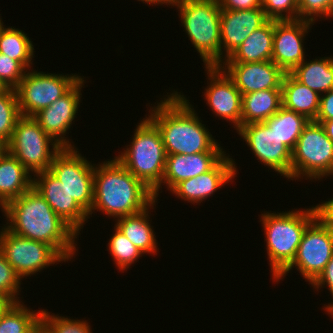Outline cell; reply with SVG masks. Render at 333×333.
Here are the masks:
<instances>
[{
	"mask_svg": "<svg viewBox=\"0 0 333 333\" xmlns=\"http://www.w3.org/2000/svg\"><path fill=\"white\" fill-rule=\"evenodd\" d=\"M163 96L153 107L149 105L148 118L161 133L166 155L225 152L183 92L174 89Z\"/></svg>",
	"mask_w": 333,
	"mask_h": 333,
	"instance_id": "1",
	"label": "cell"
},
{
	"mask_svg": "<svg viewBox=\"0 0 333 333\" xmlns=\"http://www.w3.org/2000/svg\"><path fill=\"white\" fill-rule=\"evenodd\" d=\"M4 227L19 236L47 243L67 262L78 252V234L63 221L32 186L10 201ZM78 237V238H77Z\"/></svg>",
	"mask_w": 333,
	"mask_h": 333,
	"instance_id": "2",
	"label": "cell"
},
{
	"mask_svg": "<svg viewBox=\"0 0 333 333\" xmlns=\"http://www.w3.org/2000/svg\"><path fill=\"white\" fill-rule=\"evenodd\" d=\"M154 201L153 191L115 157L95 164L94 199L89 219L95 210L114 219L134 215L144 211Z\"/></svg>",
	"mask_w": 333,
	"mask_h": 333,
	"instance_id": "3",
	"label": "cell"
},
{
	"mask_svg": "<svg viewBox=\"0 0 333 333\" xmlns=\"http://www.w3.org/2000/svg\"><path fill=\"white\" fill-rule=\"evenodd\" d=\"M319 215L318 206L260 215L270 273L274 281L293 261L307 226Z\"/></svg>",
	"mask_w": 333,
	"mask_h": 333,
	"instance_id": "4",
	"label": "cell"
},
{
	"mask_svg": "<svg viewBox=\"0 0 333 333\" xmlns=\"http://www.w3.org/2000/svg\"><path fill=\"white\" fill-rule=\"evenodd\" d=\"M179 11L181 25L204 67L221 64V8L218 0H178L171 4Z\"/></svg>",
	"mask_w": 333,
	"mask_h": 333,
	"instance_id": "5",
	"label": "cell"
},
{
	"mask_svg": "<svg viewBox=\"0 0 333 333\" xmlns=\"http://www.w3.org/2000/svg\"><path fill=\"white\" fill-rule=\"evenodd\" d=\"M136 126L132 142L115 158L154 191L162 183L165 170L166 152L163 139L147 114Z\"/></svg>",
	"mask_w": 333,
	"mask_h": 333,
	"instance_id": "6",
	"label": "cell"
},
{
	"mask_svg": "<svg viewBox=\"0 0 333 333\" xmlns=\"http://www.w3.org/2000/svg\"><path fill=\"white\" fill-rule=\"evenodd\" d=\"M333 175V142L324 127L310 121L292 150L291 180H320Z\"/></svg>",
	"mask_w": 333,
	"mask_h": 333,
	"instance_id": "7",
	"label": "cell"
},
{
	"mask_svg": "<svg viewBox=\"0 0 333 333\" xmlns=\"http://www.w3.org/2000/svg\"><path fill=\"white\" fill-rule=\"evenodd\" d=\"M52 146V148H50ZM62 149L33 117L22 116L16 123L7 151L30 173L49 170L55 155Z\"/></svg>",
	"mask_w": 333,
	"mask_h": 333,
	"instance_id": "8",
	"label": "cell"
},
{
	"mask_svg": "<svg viewBox=\"0 0 333 333\" xmlns=\"http://www.w3.org/2000/svg\"><path fill=\"white\" fill-rule=\"evenodd\" d=\"M333 255V229L318 215L306 228L292 263L273 281L278 283L297 269L312 284Z\"/></svg>",
	"mask_w": 333,
	"mask_h": 333,
	"instance_id": "9",
	"label": "cell"
},
{
	"mask_svg": "<svg viewBox=\"0 0 333 333\" xmlns=\"http://www.w3.org/2000/svg\"><path fill=\"white\" fill-rule=\"evenodd\" d=\"M80 74H55L27 70L15 89L22 116L33 117L66 94L80 79Z\"/></svg>",
	"mask_w": 333,
	"mask_h": 333,
	"instance_id": "10",
	"label": "cell"
},
{
	"mask_svg": "<svg viewBox=\"0 0 333 333\" xmlns=\"http://www.w3.org/2000/svg\"><path fill=\"white\" fill-rule=\"evenodd\" d=\"M0 229V251L16 274L23 279L66 260L50 245Z\"/></svg>",
	"mask_w": 333,
	"mask_h": 333,
	"instance_id": "11",
	"label": "cell"
},
{
	"mask_svg": "<svg viewBox=\"0 0 333 333\" xmlns=\"http://www.w3.org/2000/svg\"><path fill=\"white\" fill-rule=\"evenodd\" d=\"M94 166L78 148L62 147L49 168L87 214L92 209L94 199Z\"/></svg>",
	"mask_w": 333,
	"mask_h": 333,
	"instance_id": "12",
	"label": "cell"
},
{
	"mask_svg": "<svg viewBox=\"0 0 333 333\" xmlns=\"http://www.w3.org/2000/svg\"><path fill=\"white\" fill-rule=\"evenodd\" d=\"M236 131L258 162L291 180L292 151L264 122L241 125Z\"/></svg>",
	"mask_w": 333,
	"mask_h": 333,
	"instance_id": "13",
	"label": "cell"
},
{
	"mask_svg": "<svg viewBox=\"0 0 333 333\" xmlns=\"http://www.w3.org/2000/svg\"><path fill=\"white\" fill-rule=\"evenodd\" d=\"M85 82L86 80L82 77L66 94L33 116L45 133L61 147H76L66 134L69 133L68 130L77 118L76 113H78L82 97L81 90Z\"/></svg>",
	"mask_w": 333,
	"mask_h": 333,
	"instance_id": "14",
	"label": "cell"
},
{
	"mask_svg": "<svg viewBox=\"0 0 333 333\" xmlns=\"http://www.w3.org/2000/svg\"><path fill=\"white\" fill-rule=\"evenodd\" d=\"M208 86L203 96L206 104L220 119H224L237 130L242 125V94L234 82L219 67H204Z\"/></svg>",
	"mask_w": 333,
	"mask_h": 333,
	"instance_id": "15",
	"label": "cell"
},
{
	"mask_svg": "<svg viewBox=\"0 0 333 333\" xmlns=\"http://www.w3.org/2000/svg\"><path fill=\"white\" fill-rule=\"evenodd\" d=\"M313 25L301 19L275 21L271 60L285 73H291L305 60L303 41Z\"/></svg>",
	"mask_w": 333,
	"mask_h": 333,
	"instance_id": "16",
	"label": "cell"
},
{
	"mask_svg": "<svg viewBox=\"0 0 333 333\" xmlns=\"http://www.w3.org/2000/svg\"><path fill=\"white\" fill-rule=\"evenodd\" d=\"M32 186L40 193L54 212L78 235L88 222V214L70 196L68 190L49 170L33 175Z\"/></svg>",
	"mask_w": 333,
	"mask_h": 333,
	"instance_id": "17",
	"label": "cell"
},
{
	"mask_svg": "<svg viewBox=\"0 0 333 333\" xmlns=\"http://www.w3.org/2000/svg\"><path fill=\"white\" fill-rule=\"evenodd\" d=\"M231 156L225 155L211 170L197 177L178 183L170 192L177 198L188 201L193 205L208 199L221 187L233 182L237 177L238 168ZM214 193V194H213Z\"/></svg>",
	"mask_w": 333,
	"mask_h": 333,
	"instance_id": "18",
	"label": "cell"
},
{
	"mask_svg": "<svg viewBox=\"0 0 333 333\" xmlns=\"http://www.w3.org/2000/svg\"><path fill=\"white\" fill-rule=\"evenodd\" d=\"M219 67L242 95L267 89H281L285 72L272 60L253 63H221Z\"/></svg>",
	"mask_w": 333,
	"mask_h": 333,
	"instance_id": "19",
	"label": "cell"
},
{
	"mask_svg": "<svg viewBox=\"0 0 333 333\" xmlns=\"http://www.w3.org/2000/svg\"><path fill=\"white\" fill-rule=\"evenodd\" d=\"M268 20L262 8L221 9V63L234 53L252 32L263 26Z\"/></svg>",
	"mask_w": 333,
	"mask_h": 333,
	"instance_id": "20",
	"label": "cell"
},
{
	"mask_svg": "<svg viewBox=\"0 0 333 333\" xmlns=\"http://www.w3.org/2000/svg\"><path fill=\"white\" fill-rule=\"evenodd\" d=\"M226 152H201L196 154L166 155L165 170L162 183L153 191L155 200L159 191L166 184L167 190H172L181 181L197 177L211 170Z\"/></svg>",
	"mask_w": 333,
	"mask_h": 333,
	"instance_id": "21",
	"label": "cell"
},
{
	"mask_svg": "<svg viewBox=\"0 0 333 333\" xmlns=\"http://www.w3.org/2000/svg\"><path fill=\"white\" fill-rule=\"evenodd\" d=\"M157 200H155L149 207L144 211L123 216L115 219V227L128 238L134 246L138 248L143 254L156 255L158 252V241L154 233V229L151 226V220L149 212L150 209L156 208ZM155 206V208H154ZM150 221V222H149Z\"/></svg>",
	"mask_w": 333,
	"mask_h": 333,
	"instance_id": "22",
	"label": "cell"
},
{
	"mask_svg": "<svg viewBox=\"0 0 333 333\" xmlns=\"http://www.w3.org/2000/svg\"><path fill=\"white\" fill-rule=\"evenodd\" d=\"M275 20H268L252 32L222 63H253L272 59Z\"/></svg>",
	"mask_w": 333,
	"mask_h": 333,
	"instance_id": "23",
	"label": "cell"
},
{
	"mask_svg": "<svg viewBox=\"0 0 333 333\" xmlns=\"http://www.w3.org/2000/svg\"><path fill=\"white\" fill-rule=\"evenodd\" d=\"M282 106L314 121L319 111L321 95L285 73L281 84Z\"/></svg>",
	"mask_w": 333,
	"mask_h": 333,
	"instance_id": "24",
	"label": "cell"
},
{
	"mask_svg": "<svg viewBox=\"0 0 333 333\" xmlns=\"http://www.w3.org/2000/svg\"><path fill=\"white\" fill-rule=\"evenodd\" d=\"M282 107V89H267L242 95V125L261 123Z\"/></svg>",
	"mask_w": 333,
	"mask_h": 333,
	"instance_id": "25",
	"label": "cell"
},
{
	"mask_svg": "<svg viewBox=\"0 0 333 333\" xmlns=\"http://www.w3.org/2000/svg\"><path fill=\"white\" fill-rule=\"evenodd\" d=\"M33 175L8 151L0 157V192L12 201L32 187Z\"/></svg>",
	"mask_w": 333,
	"mask_h": 333,
	"instance_id": "26",
	"label": "cell"
},
{
	"mask_svg": "<svg viewBox=\"0 0 333 333\" xmlns=\"http://www.w3.org/2000/svg\"><path fill=\"white\" fill-rule=\"evenodd\" d=\"M291 74L320 95L333 89V56L305 59Z\"/></svg>",
	"mask_w": 333,
	"mask_h": 333,
	"instance_id": "27",
	"label": "cell"
},
{
	"mask_svg": "<svg viewBox=\"0 0 333 333\" xmlns=\"http://www.w3.org/2000/svg\"><path fill=\"white\" fill-rule=\"evenodd\" d=\"M310 121L306 116L282 106L264 123L292 151L302 131Z\"/></svg>",
	"mask_w": 333,
	"mask_h": 333,
	"instance_id": "28",
	"label": "cell"
},
{
	"mask_svg": "<svg viewBox=\"0 0 333 333\" xmlns=\"http://www.w3.org/2000/svg\"><path fill=\"white\" fill-rule=\"evenodd\" d=\"M22 302L10 303L0 315V333H36L41 326V311Z\"/></svg>",
	"mask_w": 333,
	"mask_h": 333,
	"instance_id": "29",
	"label": "cell"
},
{
	"mask_svg": "<svg viewBox=\"0 0 333 333\" xmlns=\"http://www.w3.org/2000/svg\"><path fill=\"white\" fill-rule=\"evenodd\" d=\"M31 40L23 30L12 26L6 28L4 23H1L0 53L19 61L27 70H31L35 57V49Z\"/></svg>",
	"mask_w": 333,
	"mask_h": 333,
	"instance_id": "30",
	"label": "cell"
},
{
	"mask_svg": "<svg viewBox=\"0 0 333 333\" xmlns=\"http://www.w3.org/2000/svg\"><path fill=\"white\" fill-rule=\"evenodd\" d=\"M113 231L107 248L109 247L110 256H112L116 267L120 269L119 271L124 272V270L126 271L129 267L131 268V265L136 263L137 260L143 256V253L115 226Z\"/></svg>",
	"mask_w": 333,
	"mask_h": 333,
	"instance_id": "31",
	"label": "cell"
},
{
	"mask_svg": "<svg viewBox=\"0 0 333 333\" xmlns=\"http://www.w3.org/2000/svg\"><path fill=\"white\" fill-rule=\"evenodd\" d=\"M22 117L15 89L0 95V138L8 143L17 121Z\"/></svg>",
	"mask_w": 333,
	"mask_h": 333,
	"instance_id": "32",
	"label": "cell"
},
{
	"mask_svg": "<svg viewBox=\"0 0 333 333\" xmlns=\"http://www.w3.org/2000/svg\"><path fill=\"white\" fill-rule=\"evenodd\" d=\"M88 323L84 319H70L67 316L51 314L47 309L41 311V327L47 333H93Z\"/></svg>",
	"mask_w": 333,
	"mask_h": 333,
	"instance_id": "33",
	"label": "cell"
},
{
	"mask_svg": "<svg viewBox=\"0 0 333 333\" xmlns=\"http://www.w3.org/2000/svg\"><path fill=\"white\" fill-rule=\"evenodd\" d=\"M21 280L0 251V295L11 303L22 302L18 297L22 290Z\"/></svg>",
	"mask_w": 333,
	"mask_h": 333,
	"instance_id": "34",
	"label": "cell"
},
{
	"mask_svg": "<svg viewBox=\"0 0 333 333\" xmlns=\"http://www.w3.org/2000/svg\"><path fill=\"white\" fill-rule=\"evenodd\" d=\"M261 8L269 20L298 19V0H261Z\"/></svg>",
	"mask_w": 333,
	"mask_h": 333,
	"instance_id": "35",
	"label": "cell"
},
{
	"mask_svg": "<svg viewBox=\"0 0 333 333\" xmlns=\"http://www.w3.org/2000/svg\"><path fill=\"white\" fill-rule=\"evenodd\" d=\"M318 18H333V0H298V19L314 23Z\"/></svg>",
	"mask_w": 333,
	"mask_h": 333,
	"instance_id": "36",
	"label": "cell"
},
{
	"mask_svg": "<svg viewBox=\"0 0 333 333\" xmlns=\"http://www.w3.org/2000/svg\"><path fill=\"white\" fill-rule=\"evenodd\" d=\"M27 69L16 60L0 53V79L10 89H16L23 79Z\"/></svg>",
	"mask_w": 333,
	"mask_h": 333,
	"instance_id": "37",
	"label": "cell"
},
{
	"mask_svg": "<svg viewBox=\"0 0 333 333\" xmlns=\"http://www.w3.org/2000/svg\"><path fill=\"white\" fill-rule=\"evenodd\" d=\"M311 285V287L316 289V291L321 290L320 288H324L325 286L328 287L330 295L333 299V255L325 266L323 272Z\"/></svg>",
	"mask_w": 333,
	"mask_h": 333,
	"instance_id": "38",
	"label": "cell"
},
{
	"mask_svg": "<svg viewBox=\"0 0 333 333\" xmlns=\"http://www.w3.org/2000/svg\"><path fill=\"white\" fill-rule=\"evenodd\" d=\"M331 119H333V89L321 95L319 111L314 121Z\"/></svg>",
	"mask_w": 333,
	"mask_h": 333,
	"instance_id": "39",
	"label": "cell"
},
{
	"mask_svg": "<svg viewBox=\"0 0 333 333\" xmlns=\"http://www.w3.org/2000/svg\"><path fill=\"white\" fill-rule=\"evenodd\" d=\"M221 9L250 10L261 8V0H218Z\"/></svg>",
	"mask_w": 333,
	"mask_h": 333,
	"instance_id": "40",
	"label": "cell"
},
{
	"mask_svg": "<svg viewBox=\"0 0 333 333\" xmlns=\"http://www.w3.org/2000/svg\"><path fill=\"white\" fill-rule=\"evenodd\" d=\"M321 203V204H320ZM317 204L319 215L329 224L333 229V198L328 201H323Z\"/></svg>",
	"mask_w": 333,
	"mask_h": 333,
	"instance_id": "41",
	"label": "cell"
},
{
	"mask_svg": "<svg viewBox=\"0 0 333 333\" xmlns=\"http://www.w3.org/2000/svg\"><path fill=\"white\" fill-rule=\"evenodd\" d=\"M315 122L320 123L324 127L327 136L333 142V119L326 121H315Z\"/></svg>",
	"mask_w": 333,
	"mask_h": 333,
	"instance_id": "42",
	"label": "cell"
},
{
	"mask_svg": "<svg viewBox=\"0 0 333 333\" xmlns=\"http://www.w3.org/2000/svg\"><path fill=\"white\" fill-rule=\"evenodd\" d=\"M10 201L0 192V209L2 210L3 216H6L9 212Z\"/></svg>",
	"mask_w": 333,
	"mask_h": 333,
	"instance_id": "43",
	"label": "cell"
},
{
	"mask_svg": "<svg viewBox=\"0 0 333 333\" xmlns=\"http://www.w3.org/2000/svg\"><path fill=\"white\" fill-rule=\"evenodd\" d=\"M138 1H142L143 4L147 3V5L149 4L150 6L153 4H155V6L156 5L159 6V5H163V4L168 6V4L164 0H138Z\"/></svg>",
	"mask_w": 333,
	"mask_h": 333,
	"instance_id": "44",
	"label": "cell"
},
{
	"mask_svg": "<svg viewBox=\"0 0 333 333\" xmlns=\"http://www.w3.org/2000/svg\"><path fill=\"white\" fill-rule=\"evenodd\" d=\"M11 302L0 295V315Z\"/></svg>",
	"mask_w": 333,
	"mask_h": 333,
	"instance_id": "45",
	"label": "cell"
},
{
	"mask_svg": "<svg viewBox=\"0 0 333 333\" xmlns=\"http://www.w3.org/2000/svg\"><path fill=\"white\" fill-rule=\"evenodd\" d=\"M325 312L328 313V315H331L330 317L333 318V302L328 303V305L323 306L322 308Z\"/></svg>",
	"mask_w": 333,
	"mask_h": 333,
	"instance_id": "46",
	"label": "cell"
},
{
	"mask_svg": "<svg viewBox=\"0 0 333 333\" xmlns=\"http://www.w3.org/2000/svg\"><path fill=\"white\" fill-rule=\"evenodd\" d=\"M7 151V143L0 138V157Z\"/></svg>",
	"mask_w": 333,
	"mask_h": 333,
	"instance_id": "47",
	"label": "cell"
},
{
	"mask_svg": "<svg viewBox=\"0 0 333 333\" xmlns=\"http://www.w3.org/2000/svg\"><path fill=\"white\" fill-rule=\"evenodd\" d=\"M9 87L0 79V95L4 94Z\"/></svg>",
	"mask_w": 333,
	"mask_h": 333,
	"instance_id": "48",
	"label": "cell"
},
{
	"mask_svg": "<svg viewBox=\"0 0 333 333\" xmlns=\"http://www.w3.org/2000/svg\"><path fill=\"white\" fill-rule=\"evenodd\" d=\"M36 333H47L41 326L36 330Z\"/></svg>",
	"mask_w": 333,
	"mask_h": 333,
	"instance_id": "49",
	"label": "cell"
},
{
	"mask_svg": "<svg viewBox=\"0 0 333 333\" xmlns=\"http://www.w3.org/2000/svg\"><path fill=\"white\" fill-rule=\"evenodd\" d=\"M169 6L178 0H164Z\"/></svg>",
	"mask_w": 333,
	"mask_h": 333,
	"instance_id": "50",
	"label": "cell"
},
{
	"mask_svg": "<svg viewBox=\"0 0 333 333\" xmlns=\"http://www.w3.org/2000/svg\"><path fill=\"white\" fill-rule=\"evenodd\" d=\"M1 15V14H0ZM3 21H2V18H1V16H0V25H1V23H2Z\"/></svg>",
	"mask_w": 333,
	"mask_h": 333,
	"instance_id": "51",
	"label": "cell"
}]
</instances>
